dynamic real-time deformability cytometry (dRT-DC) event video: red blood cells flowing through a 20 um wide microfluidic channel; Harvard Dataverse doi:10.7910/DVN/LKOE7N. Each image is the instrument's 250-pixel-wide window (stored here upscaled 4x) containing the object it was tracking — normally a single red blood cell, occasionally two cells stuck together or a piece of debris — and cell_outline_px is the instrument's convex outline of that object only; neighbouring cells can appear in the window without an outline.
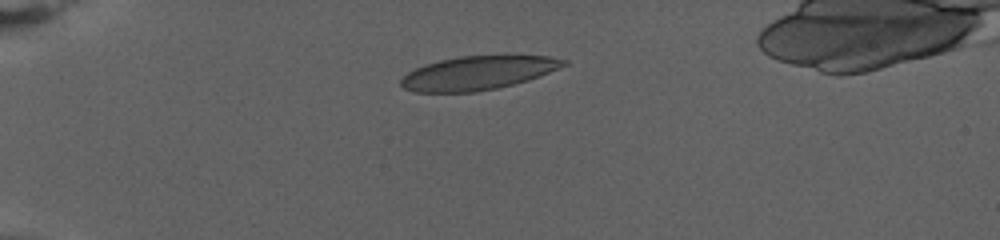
{"species": "human", "species_latin": "Homo sapiens", "temperature_condition": "warm", "stored_images_in_passage": 32, "camera_frame_rate_fps": 3000, "um_per_image_px": 0.085, "donor": {"sex": "female"}, "frame": {"image": 1, "passage_image": 1, "time_ms": 0.0, "image_size_px": [1000, 240], "cell_outline_px": [[568, 64], [528, 80], [496, 88], [476, 92], [416, 92], [404, 88], [400, 84], [400, 80], [408, 72], [424, 64], [440, 60], [460, 56], [548, 56], [568, 60]], "centroid_in_image_um": [40.6, 6.2], "position_along_channel_um": 44.4, "area_um2": 31.62}}
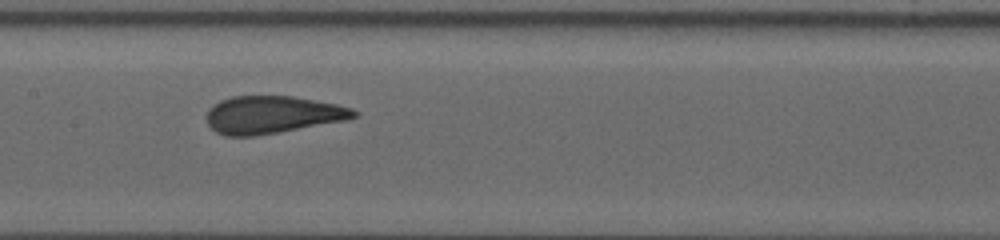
{"frame": {"image": 2, "passage_image": 19, "time_ms": 6.0, "image_size_px": [1000, 240], "cell_outline_px": [[360, 112], [356, 116], [348, 120], [252, 136], [224, 136], [216, 132], [208, 124], [208, 108], [212, 104], [220, 100], [232, 96], [292, 96], [336, 104], [352, 108]], "centroid_in_image_um": [23.15, 9.74], "position_along_channel_um": 184.3, "area_um2": 32.08}}
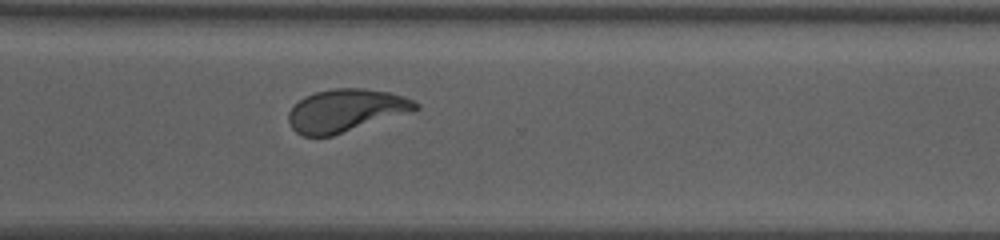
{"frame": {"image": 3, "passage_image": 32, "time_ms": 10.333, "image_size_px": [1000, 240], "cell_outline_px": [[420, 108], [412, 112], [332, 136], [304, 136], [296, 132], [292, 128], [288, 120], [288, 112], [304, 96], [316, 92], [336, 88], [364, 88], [388, 92], [404, 96], [420, 104]], "centroid_in_image_um": [29.42, 9.39], "position_along_channel_um": 341.2, "area_um2": 31.62}}